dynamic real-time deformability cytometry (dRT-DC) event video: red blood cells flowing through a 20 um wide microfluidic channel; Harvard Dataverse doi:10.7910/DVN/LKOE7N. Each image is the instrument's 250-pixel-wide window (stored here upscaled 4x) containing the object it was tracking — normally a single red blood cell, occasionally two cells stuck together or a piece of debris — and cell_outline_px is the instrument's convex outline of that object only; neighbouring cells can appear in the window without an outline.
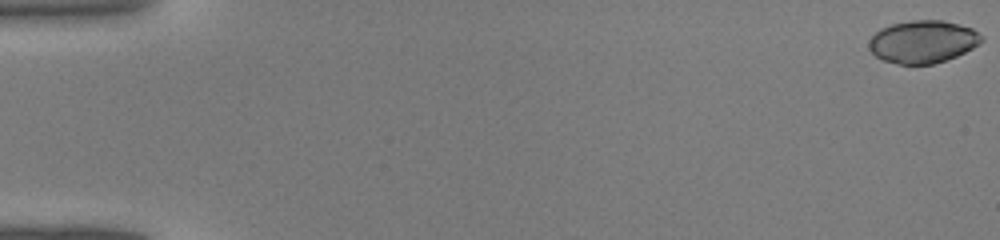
{"species": "common noctule bat (a hibernating species)", "species_latin": "Nyctalus noctula", "temperature_condition": "warm", "stored_images_in_passage": 44, "camera_frame_rate_fps": 3000, "um_per_image_px": 0.085, "animal": {"sex": "male", "body_mass_g": 19.0, "forearm_length_mm": 50.8}, "frame": {"image": 1, "passage_image": 1, "time_ms": 0.0, "image_size_px": [1000, 240], "cell_outline_px": [[984, 40], [972, 48], [956, 56], [932, 64], [900, 64], [884, 60], [876, 56], [868, 48], [868, 40], [880, 28], [892, 24], [912, 20], [944, 20], [972, 28], [984, 36]], "centroid_in_image_um": [78.44, 3.53], "position_along_channel_um": 6.6, "area_um2": 27.92}}
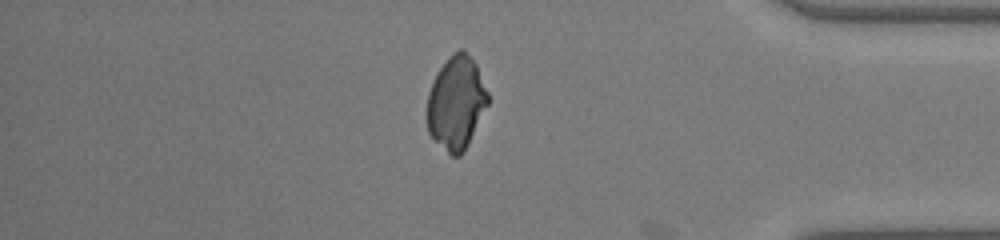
{"frame": {"image": 2, "passage_image": 38, "time_ms": 12.333, "image_size_px": [1000, 240], "cell_outline_px": [[488, 104], [464, 152], [460, 156], [452, 156], [428, 132], [428, 92], [440, 68], [452, 52], [460, 48], [464, 48], [476, 64], [488, 92]], "centroid_in_image_um": [38.8, 8.71], "position_along_channel_um": 396.4, "area_um2": 32.6}}
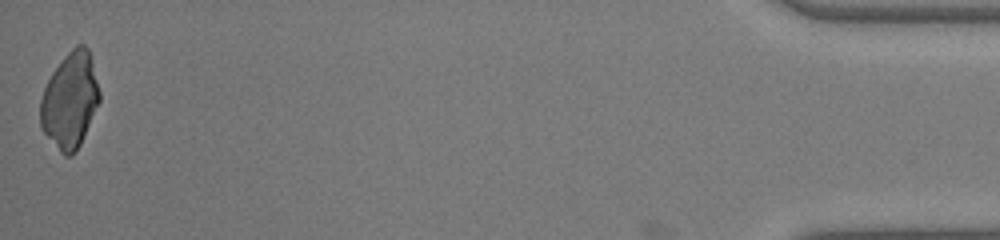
{"frame": {"image": 3, "passage_image": 44, "time_ms": 14.333, "image_size_px": [1000, 240], "cell_outline_px": [[100, 100], [80, 144], [76, 152], [72, 156], [64, 156], [60, 152], [44, 132], [40, 124], [40, 100], [44, 88], [52, 72], [64, 56], [76, 44], [84, 44], [88, 48], [92, 56], [100, 92]], "centroid_in_image_um": [5.96, 8.51], "position_along_channel_um": 429.2, "area_um2": 33.06}}